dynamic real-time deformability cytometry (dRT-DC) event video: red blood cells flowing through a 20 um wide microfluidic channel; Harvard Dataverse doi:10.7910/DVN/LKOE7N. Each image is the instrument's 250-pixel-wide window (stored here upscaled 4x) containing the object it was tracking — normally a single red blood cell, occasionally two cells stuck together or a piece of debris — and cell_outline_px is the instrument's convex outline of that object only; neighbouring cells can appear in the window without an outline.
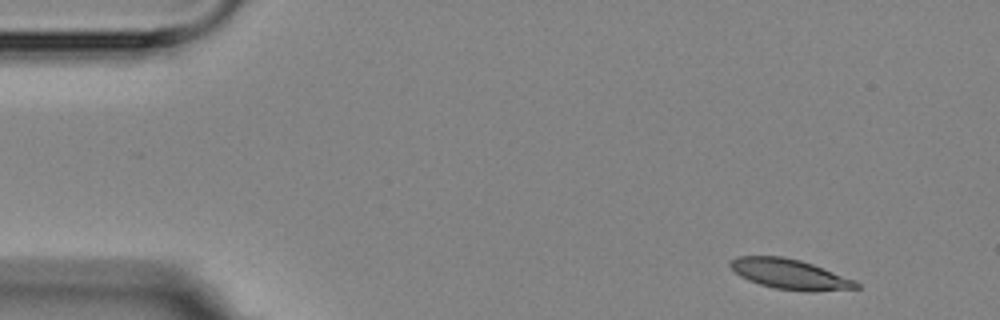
{"species": "Egyptian fruit bat (a non-hibernating species)", "species_latin": "Rousettus aegyptiacus", "temperature_condition": "room temperature", "stored_images_in_passage": 5, "camera_frame_rate_fps": 3000, "um_per_image_px": 0.085, "animal": {"sex": "female"}, "frame": {"image": 1, "passage_image": 1, "time_ms": 0.0, "image_size_px": [1000, 320], "cell_outline_px": [[860, 288], [816, 292], [808, 292], [776, 288], [760, 284], [748, 280], [740, 276], [728, 264], [728, 260], [736, 256], [784, 256], [800, 260], [812, 264], [856, 280], [860, 284]], "centroid_in_image_um": [67.15, 23.3], "position_along_channel_um": 17.9, "area_um2": 22.25}}
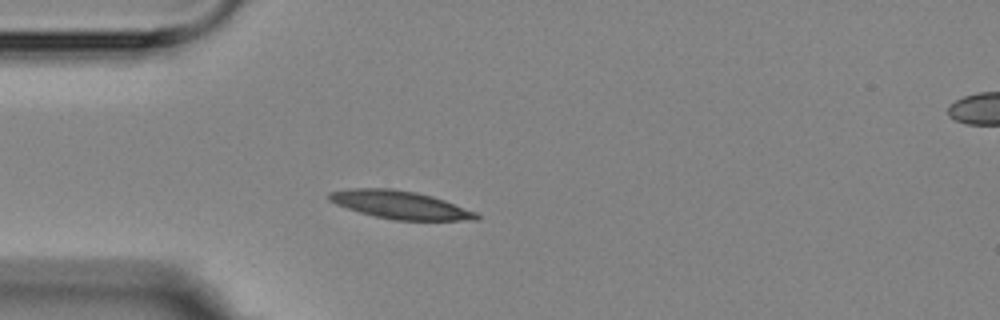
{"frame": {"image": 2, "passage_image": 4, "time_ms": 3.333, "image_size_px": [1000, 320], "cell_outline_px": [[480, 220], [396, 220], [376, 216], [360, 212], [336, 204], [328, 200], [328, 192], [348, 188], [392, 188], [416, 192], [432, 196], [444, 200], [476, 212], [480, 216]], "centroid_in_image_um": [34.0, 17.4], "position_along_channel_um": 51.0, "area_um2": 23.93}}